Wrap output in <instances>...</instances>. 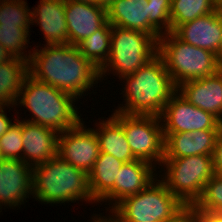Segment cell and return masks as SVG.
<instances>
[{
  "label": "cell",
  "mask_w": 222,
  "mask_h": 222,
  "mask_svg": "<svg viewBox=\"0 0 222 222\" xmlns=\"http://www.w3.org/2000/svg\"><path fill=\"white\" fill-rule=\"evenodd\" d=\"M29 75L76 99L101 80L100 70L71 44L34 49L29 60Z\"/></svg>",
  "instance_id": "obj_1"
},
{
  "label": "cell",
  "mask_w": 222,
  "mask_h": 222,
  "mask_svg": "<svg viewBox=\"0 0 222 222\" xmlns=\"http://www.w3.org/2000/svg\"><path fill=\"white\" fill-rule=\"evenodd\" d=\"M125 106L116 112L127 115L160 116L171 96L177 91L163 59L157 54L136 72L122 77Z\"/></svg>",
  "instance_id": "obj_2"
},
{
  "label": "cell",
  "mask_w": 222,
  "mask_h": 222,
  "mask_svg": "<svg viewBox=\"0 0 222 222\" xmlns=\"http://www.w3.org/2000/svg\"><path fill=\"white\" fill-rule=\"evenodd\" d=\"M17 103L28 108L34 118L26 121L49 127L61 133L72 129L80 121L76 98L28 75L19 92ZM76 109H75V108Z\"/></svg>",
  "instance_id": "obj_3"
},
{
  "label": "cell",
  "mask_w": 222,
  "mask_h": 222,
  "mask_svg": "<svg viewBox=\"0 0 222 222\" xmlns=\"http://www.w3.org/2000/svg\"><path fill=\"white\" fill-rule=\"evenodd\" d=\"M32 179V195L44 204H65L80 199L96 202L90 193L88 174L58 155L33 166Z\"/></svg>",
  "instance_id": "obj_4"
},
{
  "label": "cell",
  "mask_w": 222,
  "mask_h": 222,
  "mask_svg": "<svg viewBox=\"0 0 222 222\" xmlns=\"http://www.w3.org/2000/svg\"><path fill=\"white\" fill-rule=\"evenodd\" d=\"M177 87L183 82L215 74L222 68L217 54L185 43L173 32L158 39V53Z\"/></svg>",
  "instance_id": "obj_5"
},
{
  "label": "cell",
  "mask_w": 222,
  "mask_h": 222,
  "mask_svg": "<svg viewBox=\"0 0 222 222\" xmlns=\"http://www.w3.org/2000/svg\"><path fill=\"white\" fill-rule=\"evenodd\" d=\"M184 206L162 180L155 179L142 191L120 201L111 213L120 222H167Z\"/></svg>",
  "instance_id": "obj_6"
},
{
  "label": "cell",
  "mask_w": 222,
  "mask_h": 222,
  "mask_svg": "<svg viewBox=\"0 0 222 222\" xmlns=\"http://www.w3.org/2000/svg\"><path fill=\"white\" fill-rule=\"evenodd\" d=\"M158 53V41L150 34L112 25L111 51L100 70V78L114 71L122 80L133 74ZM108 70V71H107Z\"/></svg>",
  "instance_id": "obj_7"
},
{
  "label": "cell",
  "mask_w": 222,
  "mask_h": 222,
  "mask_svg": "<svg viewBox=\"0 0 222 222\" xmlns=\"http://www.w3.org/2000/svg\"><path fill=\"white\" fill-rule=\"evenodd\" d=\"M162 164L167 171L162 181L184 205H193L214 175L211 155L164 158Z\"/></svg>",
  "instance_id": "obj_8"
},
{
  "label": "cell",
  "mask_w": 222,
  "mask_h": 222,
  "mask_svg": "<svg viewBox=\"0 0 222 222\" xmlns=\"http://www.w3.org/2000/svg\"><path fill=\"white\" fill-rule=\"evenodd\" d=\"M112 116L122 125L134 157L162 166L164 136L160 116L127 115L116 111Z\"/></svg>",
  "instance_id": "obj_9"
},
{
  "label": "cell",
  "mask_w": 222,
  "mask_h": 222,
  "mask_svg": "<svg viewBox=\"0 0 222 222\" xmlns=\"http://www.w3.org/2000/svg\"><path fill=\"white\" fill-rule=\"evenodd\" d=\"M163 133L222 130V122L212 113L188 102L176 91L160 115Z\"/></svg>",
  "instance_id": "obj_10"
},
{
  "label": "cell",
  "mask_w": 222,
  "mask_h": 222,
  "mask_svg": "<svg viewBox=\"0 0 222 222\" xmlns=\"http://www.w3.org/2000/svg\"><path fill=\"white\" fill-rule=\"evenodd\" d=\"M82 122L59 133L57 155L88 174L99 156L100 147L95 130L87 129Z\"/></svg>",
  "instance_id": "obj_11"
},
{
  "label": "cell",
  "mask_w": 222,
  "mask_h": 222,
  "mask_svg": "<svg viewBox=\"0 0 222 222\" xmlns=\"http://www.w3.org/2000/svg\"><path fill=\"white\" fill-rule=\"evenodd\" d=\"M32 181L31 166L19 159L4 158L0 162V207L22 205L32 195Z\"/></svg>",
  "instance_id": "obj_12"
},
{
  "label": "cell",
  "mask_w": 222,
  "mask_h": 222,
  "mask_svg": "<svg viewBox=\"0 0 222 222\" xmlns=\"http://www.w3.org/2000/svg\"><path fill=\"white\" fill-rule=\"evenodd\" d=\"M173 33L185 43L218 55L222 40L221 6L210 14L179 25Z\"/></svg>",
  "instance_id": "obj_13"
},
{
  "label": "cell",
  "mask_w": 222,
  "mask_h": 222,
  "mask_svg": "<svg viewBox=\"0 0 222 222\" xmlns=\"http://www.w3.org/2000/svg\"><path fill=\"white\" fill-rule=\"evenodd\" d=\"M65 17L69 44L77 45L107 22V9L95 3L65 0Z\"/></svg>",
  "instance_id": "obj_14"
},
{
  "label": "cell",
  "mask_w": 222,
  "mask_h": 222,
  "mask_svg": "<svg viewBox=\"0 0 222 222\" xmlns=\"http://www.w3.org/2000/svg\"><path fill=\"white\" fill-rule=\"evenodd\" d=\"M177 91L188 102L222 122V68L210 76L183 82L177 86Z\"/></svg>",
  "instance_id": "obj_15"
},
{
  "label": "cell",
  "mask_w": 222,
  "mask_h": 222,
  "mask_svg": "<svg viewBox=\"0 0 222 222\" xmlns=\"http://www.w3.org/2000/svg\"><path fill=\"white\" fill-rule=\"evenodd\" d=\"M154 167L146 161L137 159L124 163L115 179L114 187L99 202L108 200L113 203L115 201L111 206L112 210L124 198L142 191L156 179Z\"/></svg>",
  "instance_id": "obj_16"
},
{
  "label": "cell",
  "mask_w": 222,
  "mask_h": 222,
  "mask_svg": "<svg viewBox=\"0 0 222 222\" xmlns=\"http://www.w3.org/2000/svg\"><path fill=\"white\" fill-rule=\"evenodd\" d=\"M58 135L52 128L22 120L23 162L33 167L57 156Z\"/></svg>",
  "instance_id": "obj_17"
},
{
  "label": "cell",
  "mask_w": 222,
  "mask_h": 222,
  "mask_svg": "<svg viewBox=\"0 0 222 222\" xmlns=\"http://www.w3.org/2000/svg\"><path fill=\"white\" fill-rule=\"evenodd\" d=\"M221 130L163 133L164 158L212 155Z\"/></svg>",
  "instance_id": "obj_18"
},
{
  "label": "cell",
  "mask_w": 222,
  "mask_h": 222,
  "mask_svg": "<svg viewBox=\"0 0 222 222\" xmlns=\"http://www.w3.org/2000/svg\"><path fill=\"white\" fill-rule=\"evenodd\" d=\"M40 26L46 45L69 44L65 0H40L31 11V24Z\"/></svg>",
  "instance_id": "obj_19"
},
{
  "label": "cell",
  "mask_w": 222,
  "mask_h": 222,
  "mask_svg": "<svg viewBox=\"0 0 222 222\" xmlns=\"http://www.w3.org/2000/svg\"><path fill=\"white\" fill-rule=\"evenodd\" d=\"M151 16L148 0H115L107 8V21L125 29L149 34Z\"/></svg>",
  "instance_id": "obj_20"
},
{
  "label": "cell",
  "mask_w": 222,
  "mask_h": 222,
  "mask_svg": "<svg viewBox=\"0 0 222 222\" xmlns=\"http://www.w3.org/2000/svg\"><path fill=\"white\" fill-rule=\"evenodd\" d=\"M99 123L95 133L98 137L100 152L110 154L124 163L136 160L122 125L112 115Z\"/></svg>",
  "instance_id": "obj_21"
},
{
  "label": "cell",
  "mask_w": 222,
  "mask_h": 222,
  "mask_svg": "<svg viewBox=\"0 0 222 222\" xmlns=\"http://www.w3.org/2000/svg\"><path fill=\"white\" fill-rule=\"evenodd\" d=\"M29 75V62L22 58L12 57L0 64V106H13L25 78Z\"/></svg>",
  "instance_id": "obj_22"
},
{
  "label": "cell",
  "mask_w": 222,
  "mask_h": 222,
  "mask_svg": "<svg viewBox=\"0 0 222 222\" xmlns=\"http://www.w3.org/2000/svg\"><path fill=\"white\" fill-rule=\"evenodd\" d=\"M124 162L107 153H99L93 169L88 173L92 198L99 202L113 187Z\"/></svg>",
  "instance_id": "obj_23"
},
{
  "label": "cell",
  "mask_w": 222,
  "mask_h": 222,
  "mask_svg": "<svg viewBox=\"0 0 222 222\" xmlns=\"http://www.w3.org/2000/svg\"><path fill=\"white\" fill-rule=\"evenodd\" d=\"M112 25L107 21L100 29L83 39L76 46L84 58L101 70L111 51Z\"/></svg>",
  "instance_id": "obj_24"
},
{
  "label": "cell",
  "mask_w": 222,
  "mask_h": 222,
  "mask_svg": "<svg viewBox=\"0 0 222 222\" xmlns=\"http://www.w3.org/2000/svg\"><path fill=\"white\" fill-rule=\"evenodd\" d=\"M220 6L217 0H171V32L179 25L210 14Z\"/></svg>",
  "instance_id": "obj_25"
},
{
  "label": "cell",
  "mask_w": 222,
  "mask_h": 222,
  "mask_svg": "<svg viewBox=\"0 0 222 222\" xmlns=\"http://www.w3.org/2000/svg\"><path fill=\"white\" fill-rule=\"evenodd\" d=\"M29 28H22L20 26H0V45L4 47L11 57L25 59L29 62L31 51L26 56L24 49L28 45ZM23 51V52H22Z\"/></svg>",
  "instance_id": "obj_26"
},
{
  "label": "cell",
  "mask_w": 222,
  "mask_h": 222,
  "mask_svg": "<svg viewBox=\"0 0 222 222\" xmlns=\"http://www.w3.org/2000/svg\"><path fill=\"white\" fill-rule=\"evenodd\" d=\"M24 0H0V26L29 28L31 12Z\"/></svg>",
  "instance_id": "obj_27"
},
{
  "label": "cell",
  "mask_w": 222,
  "mask_h": 222,
  "mask_svg": "<svg viewBox=\"0 0 222 222\" xmlns=\"http://www.w3.org/2000/svg\"><path fill=\"white\" fill-rule=\"evenodd\" d=\"M193 206L199 211L222 214V174L214 173Z\"/></svg>",
  "instance_id": "obj_28"
},
{
  "label": "cell",
  "mask_w": 222,
  "mask_h": 222,
  "mask_svg": "<svg viewBox=\"0 0 222 222\" xmlns=\"http://www.w3.org/2000/svg\"><path fill=\"white\" fill-rule=\"evenodd\" d=\"M148 4L151 9L149 34L158 41L162 33L171 32V0H148ZM163 29L165 30L163 31Z\"/></svg>",
  "instance_id": "obj_29"
},
{
  "label": "cell",
  "mask_w": 222,
  "mask_h": 222,
  "mask_svg": "<svg viewBox=\"0 0 222 222\" xmlns=\"http://www.w3.org/2000/svg\"><path fill=\"white\" fill-rule=\"evenodd\" d=\"M13 125L0 137L4 158L23 161L22 121L15 119Z\"/></svg>",
  "instance_id": "obj_30"
},
{
  "label": "cell",
  "mask_w": 222,
  "mask_h": 222,
  "mask_svg": "<svg viewBox=\"0 0 222 222\" xmlns=\"http://www.w3.org/2000/svg\"><path fill=\"white\" fill-rule=\"evenodd\" d=\"M167 222H201L200 211L193 205H185L172 219Z\"/></svg>",
  "instance_id": "obj_31"
},
{
  "label": "cell",
  "mask_w": 222,
  "mask_h": 222,
  "mask_svg": "<svg viewBox=\"0 0 222 222\" xmlns=\"http://www.w3.org/2000/svg\"><path fill=\"white\" fill-rule=\"evenodd\" d=\"M211 156L214 173L222 174V130L216 140Z\"/></svg>",
  "instance_id": "obj_32"
},
{
  "label": "cell",
  "mask_w": 222,
  "mask_h": 222,
  "mask_svg": "<svg viewBox=\"0 0 222 222\" xmlns=\"http://www.w3.org/2000/svg\"><path fill=\"white\" fill-rule=\"evenodd\" d=\"M4 109V106H0V137L13 125Z\"/></svg>",
  "instance_id": "obj_33"
},
{
  "label": "cell",
  "mask_w": 222,
  "mask_h": 222,
  "mask_svg": "<svg viewBox=\"0 0 222 222\" xmlns=\"http://www.w3.org/2000/svg\"><path fill=\"white\" fill-rule=\"evenodd\" d=\"M201 222H222V214H212L200 211Z\"/></svg>",
  "instance_id": "obj_34"
},
{
  "label": "cell",
  "mask_w": 222,
  "mask_h": 222,
  "mask_svg": "<svg viewBox=\"0 0 222 222\" xmlns=\"http://www.w3.org/2000/svg\"><path fill=\"white\" fill-rule=\"evenodd\" d=\"M11 58V55L7 53L2 45H0V64L7 62Z\"/></svg>",
  "instance_id": "obj_35"
},
{
  "label": "cell",
  "mask_w": 222,
  "mask_h": 222,
  "mask_svg": "<svg viewBox=\"0 0 222 222\" xmlns=\"http://www.w3.org/2000/svg\"><path fill=\"white\" fill-rule=\"evenodd\" d=\"M113 217V218H112ZM112 217H110L109 219L108 218H101V216L100 217H94V218H92L94 221L93 222H120L116 217H114V215L112 214Z\"/></svg>",
  "instance_id": "obj_36"
},
{
  "label": "cell",
  "mask_w": 222,
  "mask_h": 222,
  "mask_svg": "<svg viewBox=\"0 0 222 222\" xmlns=\"http://www.w3.org/2000/svg\"><path fill=\"white\" fill-rule=\"evenodd\" d=\"M115 0H95V4L107 9Z\"/></svg>",
  "instance_id": "obj_37"
},
{
  "label": "cell",
  "mask_w": 222,
  "mask_h": 222,
  "mask_svg": "<svg viewBox=\"0 0 222 222\" xmlns=\"http://www.w3.org/2000/svg\"><path fill=\"white\" fill-rule=\"evenodd\" d=\"M221 21H222V5H221ZM218 59L222 63V40H221V45H220V51L218 53Z\"/></svg>",
  "instance_id": "obj_38"
},
{
  "label": "cell",
  "mask_w": 222,
  "mask_h": 222,
  "mask_svg": "<svg viewBox=\"0 0 222 222\" xmlns=\"http://www.w3.org/2000/svg\"><path fill=\"white\" fill-rule=\"evenodd\" d=\"M73 2H78V3H87V4H94L95 0H70Z\"/></svg>",
  "instance_id": "obj_39"
},
{
  "label": "cell",
  "mask_w": 222,
  "mask_h": 222,
  "mask_svg": "<svg viewBox=\"0 0 222 222\" xmlns=\"http://www.w3.org/2000/svg\"><path fill=\"white\" fill-rule=\"evenodd\" d=\"M4 159V155H3V152H2V148H1V145H0V162Z\"/></svg>",
  "instance_id": "obj_40"
},
{
  "label": "cell",
  "mask_w": 222,
  "mask_h": 222,
  "mask_svg": "<svg viewBox=\"0 0 222 222\" xmlns=\"http://www.w3.org/2000/svg\"><path fill=\"white\" fill-rule=\"evenodd\" d=\"M219 2L220 5H222V0H217Z\"/></svg>",
  "instance_id": "obj_41"
}]
</instances>
